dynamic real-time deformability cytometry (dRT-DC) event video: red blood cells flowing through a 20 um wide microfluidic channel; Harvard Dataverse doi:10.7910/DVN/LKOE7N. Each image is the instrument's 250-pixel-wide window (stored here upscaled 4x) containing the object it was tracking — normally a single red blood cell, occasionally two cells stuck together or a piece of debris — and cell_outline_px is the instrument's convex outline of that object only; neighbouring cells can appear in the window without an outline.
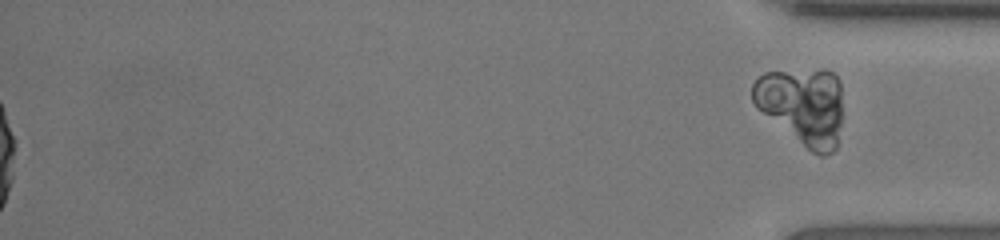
{"species": "human", "species_latin": "Homo sapiens", "temperature_condition": "room temperature", "stored_images_in_passage": 55, "segment_of_instrument_passage": [2, 2], "camera_frame_rate_fps": 3000, "um_per_image_px": 0.085, "donor": {"sex": "female"}, "frame": {"image": 1, "passage_image": 55, "time_ms": 18.0, "image_size_px": [1000, 240], "cell_outline_px": [[840, 124], [836, 148], [832, 152], [824, 156], [820, 156], [812, 152], [756, 108], [752, 100], [752, 84], [764, 72], [820, 68], [824, 68], [832, 72], [840, 80]], "centroid_in_image_um": [68.2, 8.97], "position_along_channel_um": 367.0, "area_um2": 40.69}}